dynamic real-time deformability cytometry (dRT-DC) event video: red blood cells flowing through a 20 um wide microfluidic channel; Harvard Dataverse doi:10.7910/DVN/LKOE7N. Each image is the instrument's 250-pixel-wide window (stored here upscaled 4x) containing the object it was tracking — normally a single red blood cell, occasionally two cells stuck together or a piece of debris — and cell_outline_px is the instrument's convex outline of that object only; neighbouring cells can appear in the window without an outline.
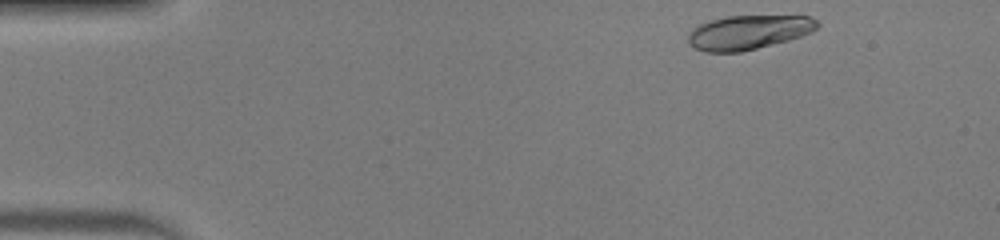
{"species": "human", "species_latin": "Homo sapiens", "temperature_condition": "warm", "stored_images_in_passage": 6, "camera_frame_rate_fps": 3000, "um_per_image_px": 0.085, "donor": {"sex": "male"}, "frame": {"image": 1, "passage_image": 1, "time_ms": 0.0, "image_size_px": [1000, 240], "cell_outline_px": [[820, 24], [812, 32], [788, 40], [740, 52], [704, 52], [688, 44], [688, 32], [692, 28], [708, 20], [728, 16], [812, 16]], "centroid_in_image_um": [63.59, 2.74], "position_along_channel_um": 21.4, "area_um2": 25.78}}